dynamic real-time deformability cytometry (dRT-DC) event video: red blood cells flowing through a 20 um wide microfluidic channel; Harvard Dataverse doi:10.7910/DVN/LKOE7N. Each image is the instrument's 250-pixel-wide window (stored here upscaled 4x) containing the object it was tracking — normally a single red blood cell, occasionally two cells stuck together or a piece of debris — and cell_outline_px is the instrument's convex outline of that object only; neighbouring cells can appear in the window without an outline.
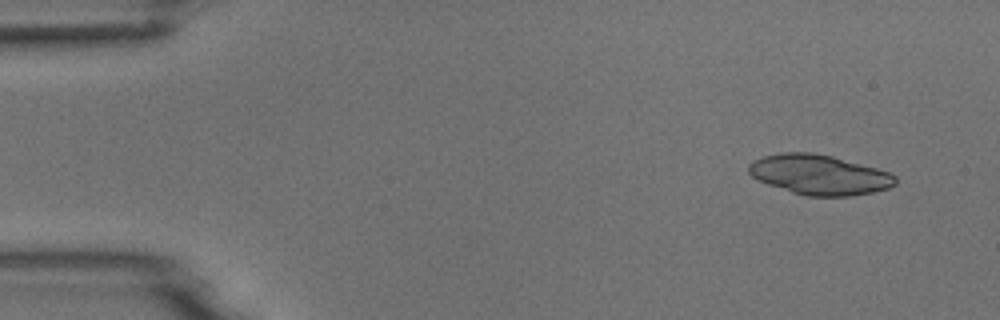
{"species": "common noctule bat (a hibernating species)", "species_latin": "Nyctalus noctula", "temperature_condition": "room temperature", "stored_images_in_passage": 5, "camera_frame_rate_fps": 3000, "um_per_image_px": 0.085, "animal": {"sex": "male", "body_mass_g": 18.8}, "frame": {"image": 1, "passage_image": 1, "time_ms": 0.0, "image_size_px": [1000, 320], "cell_outline_px": [[896, 184], [888, 188], [872, 192], [852, 196], [808, 196], [792, 192], [768, 184], [752, 176], [748, 172], [748, 164], [752, 160], [764, 156], [780, 152], [812, 152], [832, 156], [876, 168], [888, 172], [896, 176]], "centroid_in_image_um": [69.62, 14.84], "position_along_channel_um": 15.4, "area_um2": 34.04}}
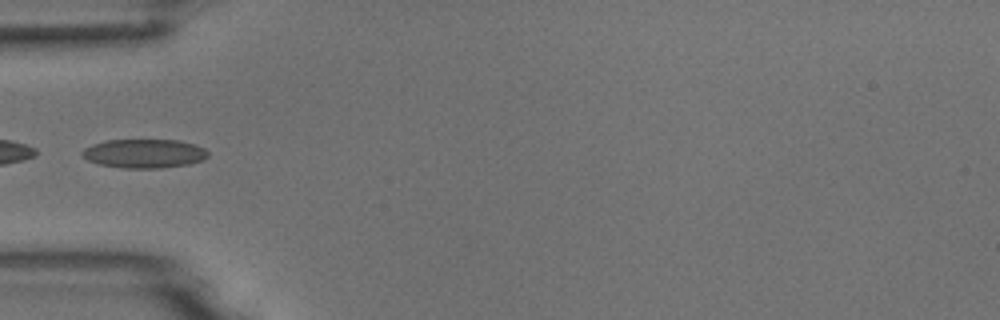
{"frame": {"image": 2, "passage_image": 5, "time_ms": 1.333, "image_size_px": [1000, 320], "cell_outline_px": [[208, 156], [200, 160], [188, 164], [160, 168], [124, 168], [100, 164], [88, 160], [80, 156], [80, 152], [84, 148], [92, 144], [108, 140], [176, 140], [196, 144], [204, 148], [208, 152]], "centroid_in_image_um": [12.22, 13.04], "position_along_channel_um": 72.8, "area_um2": 21.15}}